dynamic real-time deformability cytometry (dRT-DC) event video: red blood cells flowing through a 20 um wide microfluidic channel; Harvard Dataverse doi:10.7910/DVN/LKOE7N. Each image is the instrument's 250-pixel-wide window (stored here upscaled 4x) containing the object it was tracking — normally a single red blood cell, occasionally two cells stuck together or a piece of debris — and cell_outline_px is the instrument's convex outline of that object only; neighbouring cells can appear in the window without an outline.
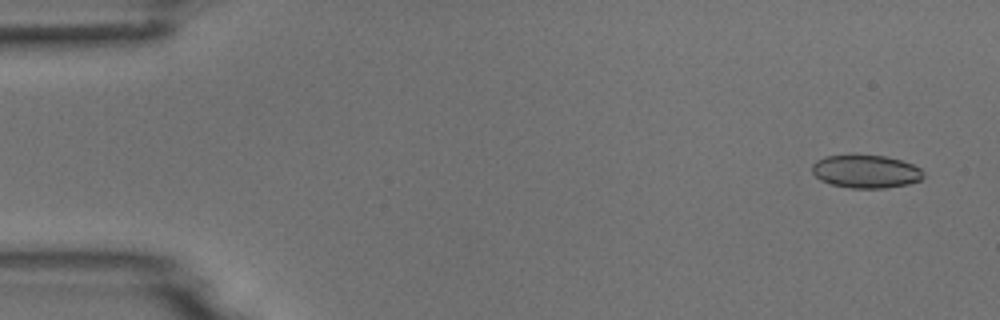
{"species": "common noctule bat (a hibernating species)", "species_latin": "Nyctalus noctula", "temperature_condition": "room temperature", "stored_images_in_passage": 4, "camera_frame_rate_fps": 3000, "um_per_image_px": 0.085, "animal": {"sex": "male", "body_mass_g": 18.8}, "frame": {"image": 1, "passage_image": 1, "time_ms": 0.0, "image_size_px": [1000, 320], "cell_outline_px": [[924, 176], [920, 180], [908, 184], [884, 188], [852, 188], [832, 184], [820, 180], [812, 172], [812, 164], [816, 160], [824, 156], [852, 152], [884, 156], [900, 160], [912, 164], [920, 168], [924, 172]], "centroid_in_image_um": [73.56, 14.53], "position_along_channel_um": 11.4, "area_um2": 22.08}}
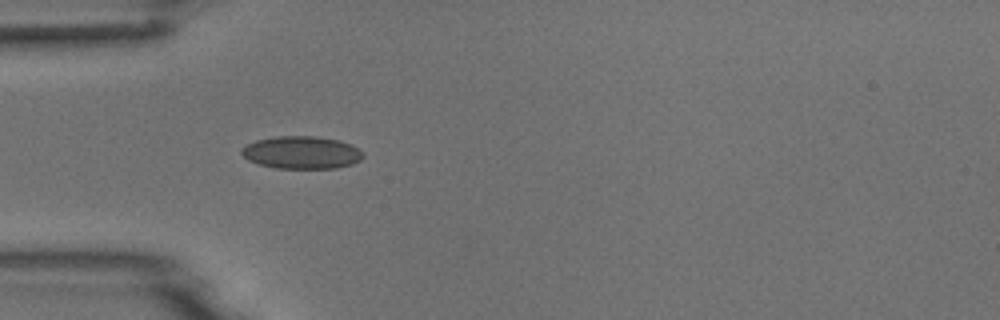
{"frame": {"image": 2, "passage_image": 4, "time_ms": 4.333, "image_size_px": [1000, 320], "cell_outline_px": [[364, 156], [360, 160], [352, 164], [336, 168], [276, 168], [260, 164], [248, 160], [240, 152], [240, 148], [256, 140], [276, 136], [312, 136], [336, 140], [352, 144], [364, 152]], "centroid_in_image_um": [25.64, 12.96], "position_along_channel_um": 59.4, "area_um2": 23.06}}